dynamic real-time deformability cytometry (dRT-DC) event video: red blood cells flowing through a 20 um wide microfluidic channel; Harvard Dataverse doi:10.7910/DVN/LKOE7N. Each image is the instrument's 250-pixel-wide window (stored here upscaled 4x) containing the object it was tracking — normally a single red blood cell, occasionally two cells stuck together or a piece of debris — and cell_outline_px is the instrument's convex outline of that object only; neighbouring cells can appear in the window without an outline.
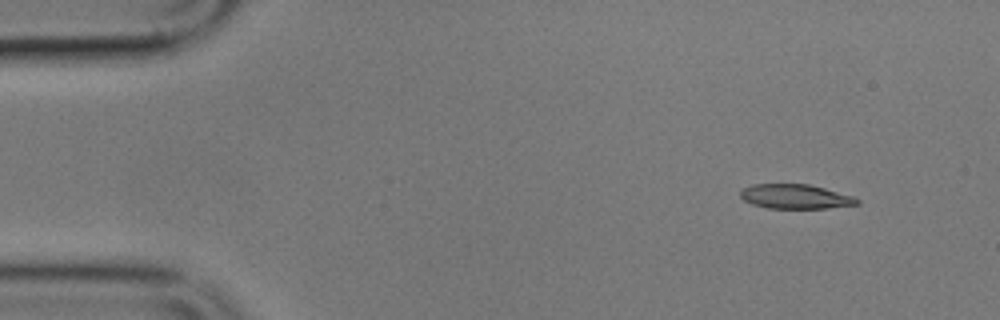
{"species": "common noctule bat (a hibernating species)", "species_latin": "Nyctalus noctula", "temperature_condition": "cold", "stored_images_in_passage": 2, "camera_frame_rate_fps": 3000, "um_per_image_px": 0.085, "animal": {"sex": "male", "body_mass_g": 17.9}, "frame": {"image": 1, "passage_image": 2, "time_ms": 2.0, "image_size_px": [1000, 320], "cell_outline_px": [[860, 204], [828, 208], [768, 208], [752, 204], [744, 200], [740, 196], [740, 192], [744, 188], [752, 184], [808, 184], [824, 188], [852, 196], [860, 200]], "centroid_in_image_um": [67.61, 16.71], "position_along_channel_um": 17.4, "area_um2": 16.53}}